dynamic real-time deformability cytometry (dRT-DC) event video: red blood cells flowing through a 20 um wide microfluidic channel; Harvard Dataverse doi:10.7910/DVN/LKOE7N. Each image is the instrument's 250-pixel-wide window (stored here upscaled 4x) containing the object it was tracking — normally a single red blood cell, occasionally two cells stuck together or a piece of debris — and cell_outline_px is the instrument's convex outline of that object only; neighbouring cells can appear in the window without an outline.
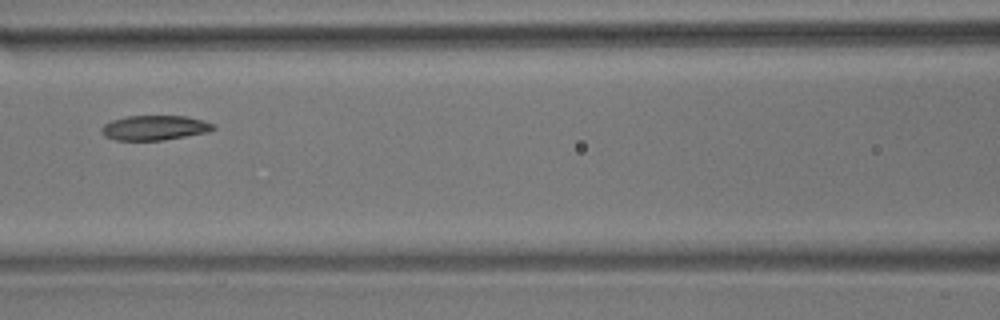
{"species": "common noctule bat (a hibernating species)", "species_latin": "Nyctalus noctula", "temperature_condition": "room temperature", "stored_images_in_passage": 9, "camera_frame_rate_fps": 3000, "um_per_image_px": 0.085, "animal": {"sex": "male", "body_mass_g": 17.9}, "frame": {"image": 1, "passage_image": 6, "time_ms": 6.0, "image_size_px": [1000, 320], "cell_outline_px": [[216, 128], [208, 132], [164, 140], [116, 140], [104, 136], [100, 128], [104, 124], [112, 120], [124, 116], [184, 116], [204, 120], [216, 124]], "centroid_in_image_um": [13.16, 10.85], "position_along_channel_um": 153.4, "area_um2": 16.24}}
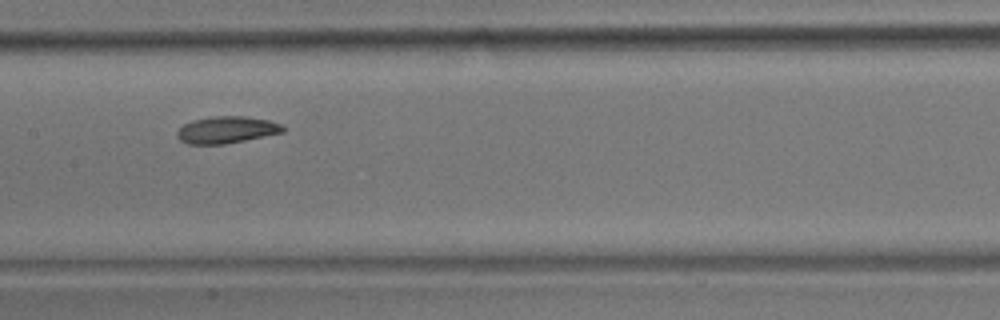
{"frame": {"image": 2, "passage_image": 7, "time_ms": 7.0, "image_size_px": [1000, 320], "cell_outline_px": [[284, 132], [224, 144], [188, 144], [180, 140], [176, 136], [176, 132], [184, 124], [192, 120], [212, 116], [244, 116], [268, 120], [280, 124], [284, 128]], "centroid_in_image_um": [19.22, 11.03], "position_along_channel_um": 188.2, "area_um2": 16.47}}